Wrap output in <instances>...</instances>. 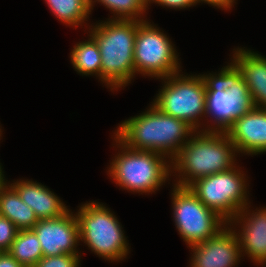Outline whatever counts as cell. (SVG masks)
I'll return each mask as SVG.
<instances>
[{
	"label": "cell",
	"mask_w": 266,
	"mask_h": 267,
	"mask_svg": "<svg viewBox=\"0 0 266 267\" xmlns=\"http://www.w3.org/2000/svg\"><path fill=\"white\" fill-rule=\"evenodd\" d=\"M247 208L248 207H244L241 209V211L228 222L234 223L236 221V223L241 224L243 221L241 225L242 232L236 233L239 247L242 249L241 253L244 251L255 263L264 265V263L266 264V208L260 209L255 213L253 211L251 214L247 213ZM247 214H249V217Z\"/></svg>",
	"instance_id": "14"
},
{
	"label": "cell",
	"mask_w": 266,
	"mask_h": 267,
	"mask_svg": "<svg viewBox=\"0 0 266 267\" xmlns=\"http://www.w3.org/2000/svg\"><path fill=\"white\" fill-rule=\"evenodd\" d=\"M114 139L122 151L111 162L109 174L119 186L141 194L150 193L169 178L172 166L165 162L166 156L154 151L133 150L117 137Z\"/></svg>",
	"instance_id": "5"
},
{
	"label": "cell",
	"mask_w": 266,
	"mask_h": 267,
	"mask_svg": "<svg viewBox=\"0 0 266 267\" xmlns=\"http://www.w3.org/2000/svg\"><path fill=\"white\" fill-rule=\"evenodd\" d=\"M7 252L24 267H35L43 257L40 242L32 230H19Z\"/></svg>",
	"instance_id": "18"
},
{
	"label": "cell",
	"mask_w": 266,
	"mask_h": 267,
	"mask_svg": "<svg viewBox=\"0 0 266 267\" xmlns=\"http://www.w3.org/2000/svg\"><path fill=\"white\" fill-rule=\"evenodd\" d=\"M5 181L4 179V175H3V172H2V169H1V165H0V185Z\"/></svg>",
	"instance_id": "27"
},
{
	"label": "cell",
	"mask_w": 266,
	"mask_h": 267,
	"mask_svg": "<svg viewBox=\"0 0 266 267\" xmlns=\"http://www.w3.org/2000/svg\"><path fill=\"white\" fill-rule=\"evenodd\" d=\"M0 267H24L7 251L0 253Z\"/></svg>",
	"instance_id": "25"
},
{
	"label": "cell",
	"mask_w": 266,
	"mask_h": 267,
	"mask_svg": "<svg viewBox=\"0 0 266 267\" xmlns=\"http://www.w3.org/2000/svg\"><path fill=\"white\" fill-rule=\"evenodd\" d=\"M223 227L214 237L190 246L194 252L191 267H233L237 264L242 255L238 237L235 230Z\"/></svg>",
	"instance_id": "12"
},
{
	"label": "cell",
	"mask_w": 266,
	"mask_h": 267,
	"mask_svg": "<svg viewBox=\"0 0 266 267\" xmlns=\"http://www.w3.org/2000/svg\"><path fill=\"white\" fill-rule=\"evenodd\" d=\"M71 62L75 70L84 75H98L101 80V55L95 40L77 43L71 51Z\"/></svg>",
	"instance_id": "19"
},
{
	"label": "cell",
	"mask_w": 266,
	"mask_h": 267,
	"mask_svg": "<svg viewBox=\"0 0 266 267\" xmlns=\"http://www.w3.org/2000/svg\"><path fill=\"white\" fill-rule=\"evenodd\" d=\"M32 231L40 242L44 257L79 255L76 251L80 240L79 223L77 216L69 211L55 219H39Z\"/></svg>",
	"instance_id": "11"
},
{
	"label": "cell",
	"mask_w": 266,
	"mask_h": 267,
	"mask_svg": "<svg viewBox=\"0 0 266 267\" xmlns=\"http://www.w3.org/2000/svg\"><path fill=\"white\" fill-rule=\"evenodd\" d=\"M201 75L206 87V115L216 127L205 131L226 132L232 123L255 106L240 69L232 62L217 75ZM217 124H216V123Z\"/></svg>",
	"instance_id": "4"
},
{
	"label": "cell",
	"mask_w": 266,
	"mask_h": 267,
	"mask_svg": "<svg viewBox=\"0 0 266 267\" xmlns=\"http://www.w3.org/2000/svg\"><path fill=\"white\" fill-rule=\"evenodd\" d=\"M225 133L238 153L266 152V109L254 107L236 119Z\"/></svg>",
	"instance_id": "13"
},
{
	"label": "cell",
	"mask_w": 266,
	"mask_h": 267,
	"mask_svg": "<svg viewBox=\"0 0 266 267\" xmlns=\"http://www.w3.org/2000/svg\"><path fill=\"white\" fill-rule=\"evenodd\" d=\"M243 175L234 166L227 171L199 178L188 187L206 207L228 222L248 205Z\"/></svg>",
	"instance_id": "8"
},
{
	"label": "cell",
	"mask_w": 266,
	"mask_h": 267,
	"mask_svg": "<svg viewBox=\"0 0 266 267\" xmlns=\"http://www.w3.org/2000/svg\"><path fill=\"white\" fill-rule=\"evenodd\" d=\"M52 13L61 22L79 26L90 14L89 0H45Z\"/></svg>",
	"instance_id": "20"
},
{
	"label": "cell",
	"mask_w": 266,
	"mask_h": 267,
	"mask_svg": "<svg viewBox=\"0 0 266 267\" xmlns=\"http://www.w3.org/2000/svg\"><path fill=\"white\" fill-rule=\"evenodd\" d=\"M163 79L167 81L152 104L162 113L198 129L199 117L206 115V87L202 77H183L177 73Z\"/></svg>",
	"instance_id": "7"
},
{
	"label": "cell",
	"mask_w": 266,
	"mask_h": 267,
	"mask_svg": "<svg viewBox=\"0 0 266 267\" xmlns=\"http://www.w3.org/2000/svg\"><path fill=\"white\" fill-rule=\"evenodd\" d=\"M6 183L0 185V215L13 222L18 230H32L39 219L33 209L21 200L16 189Z\"/></svg>",
	"instance_id": "17"
},
{
	"label": "cell",
	"mask_w": 266,
	"mask_h": 267,
	"mask_svg": "<svg viewBox=\"0 0 266 267\" xmlns=\"http://www.w3.org/2000/svg\"><path fill=\"white\" fill-rule=\"evenodd\" d=\"M155 2L162 6L172 7L174 9H182L191 7L192 5L198 3L197 0H148V2Z\"/></svg>",
	"instance_id": "24"
},
{
	"label": "cell",
	"mask_w": 266,
	"mask_h": 267,
	"mask_svg": "<svg viewBox=\"0 0 266 267\" xmlns=\"http://www.w3.org/2000/svg\"><path fill=\"white\" fill-rule=\"evenodd\" d=\"M151 106L141 115L122 122L114 134L130 149L170 155L172 160L187 142L185 138L197 130L186 121L162 113L153 104Z\"/></svg>",
	"instance_id": "1"
},
{
	"label": "cell",
	"mask_w": 266,
	"mask_h": 267,
	"mask_svg": "<svg viewBox=\"0 0 266 267\" xmlns=\"http://www.w3.org/2000/svg\"><path fill=\"white\" fill-rule=\"evenodd\" d=\"M102 3L105 7L113 11L114 15L117 14V17L113 19H124V20H140L139 15H143L148 8V0H96ZM95 0H89V9H93V3ZM139 17V19H138Z\"/></svg>",
	"instance_id": "21"
},
{
	"label": "cell",
	"mask_w": 266,
	"mask_h": 267,
	"mask_svg": "<svg viewBox=\"0 0 266 267\" xmlns=\"http://www.w3.org/2000/svg\"><path fill=\"white\" fill-rule=\"evenodd\" d=\"M11 185L21 200L33 209L38 219H55L69 211L54 193L37 182L17 180Z\"/></svg>",
	"instance_id": "15"
},
{
	"label": "cell",
	"mask_w": 266,
	"mask_h": 267,
	"mask_svg": "<svg viewBox=\"0 0 266 267\" xmlns=\"http://www.w3.org/2000/svg\"><path fill=\"white\" fill-rule=\"evenodd\" d=\"M17 227L8 218L0 215V251H8L18 233Z\"/></svg>",
	"instance_id": "23"
},
{
	"label": "cell",
	"mask_w": 266,
	"mask_h": 267,
	"mask_svg": "<svg viewBox=\"0 0 266 267\" xmlns=\"http://www.w3.org/2000/svg\"><path fill=\"white\" fill-rule=\"evenodd\" d=\"M199 131L171 160L182 178L175 185L188 187L195 180L234 167L235 146L225 132ZM186 176V177H185Z\"/></svg>",
	"instance_id": "3"
},
{
	"label": "cell",
	"mask_w": 266,
	"mask_h": 267,
	"mask_svg": "<svg viewBox=\"0 0 266 267\" xmlns=\"http://www.w3.org/2000/svg\"><path fill=\"white\" fill-rule=\"evenodd\" d=\"M233 62L242 73L254 106L266 109V58L240 48L235 50Z\"/></svg>",
	"instance_id": "16"
},
{
	"label": "cell",
	"mask_w": 266,
	"mask_h": 267,
	"mask_svg": "<svg viewBox=\"0 0 266 267\" xmlns=\"http://www.w3.org/2000/svg\"><path fill=\"white\" fill-rule=\"evenodd\" d=\"M80 240L98 256L106 260H123L128 243L117 218L103 204L89 202L78 214ZM83 239V240H82Z\"/></svg>",
	"instance_id": "6"
},
{
	"label": "cell",
	"mask_w": 266,
	"mask_h": 267,
	"mask_svg": "<svg viewBox=\"0 0 266 267\" xmlns=\"http://www.w3.org/2000/svg\"><path fill=\"white\" fill-rule=\"evenodd\" d=\"M167 35L142 21L137 26L134 45V70L161 79L179 73L178 55Z\"/></svg>",
	"instance_id": "10"
},
{
	"label": "cell",
	"mask_w": 266,
	"mask_h": 267,
	"mask_svg": "<svg viewBox=\"0 0 266 267\" xmlns=\"http://www.w3.org/2000/svg\"><path fill=\"white\" fill-rule=\"evenodd\" d=\"M201 1L223 9H230L234 3V0H197V2Z\"/></svg>",
	"instance_id": "26"
},
{
	"label": "cell",
	"mask_w": 266,
	"mask_h": 267,
	"mask_svg": "<svg viewBox=\"0 0 266 267\" xmlns=\"http://www.w3.org/2000/svg\"><path fill=\"white\" fill-rule=\"evenodd\" d=\"M142 21L110 19L91 29V37L101 55V81L109 87L121 88L135 75L134 45L137 26Z\"/></svg>",
	"instance_id": "2"
},
{
	"label": "cell",
	"mask_w": 266,
	"mask_h": 267,
	"mask_svg": "<svg viewBox=\"0 0 266 267\" xmlns=\"http://www.w3.org/2000/svg\"><path fill=\"white\" fill-rule=\"evenodd\" d=\"M80 256L73 254H61L57 256L42 257L35 267H78Z\"/></svg>",
	"instance_id": "22"
},
{
	"label": "cell",
	"mask_w": 266,
	"mask_h": 267,
	"mask_svg": "<svg viewBox=\"0 0 266 267\" xmlns=\"http://www.w3.org/2000/svg\"><path fill=\"white\" fill-rule=\"evenodd\" d=\"M172 194L175 224L189 247L214 237L223 229V223H228L206 207L189 187L175 185Z\"/></svg>",
	"instance_id": "9"
}]
</instances>
